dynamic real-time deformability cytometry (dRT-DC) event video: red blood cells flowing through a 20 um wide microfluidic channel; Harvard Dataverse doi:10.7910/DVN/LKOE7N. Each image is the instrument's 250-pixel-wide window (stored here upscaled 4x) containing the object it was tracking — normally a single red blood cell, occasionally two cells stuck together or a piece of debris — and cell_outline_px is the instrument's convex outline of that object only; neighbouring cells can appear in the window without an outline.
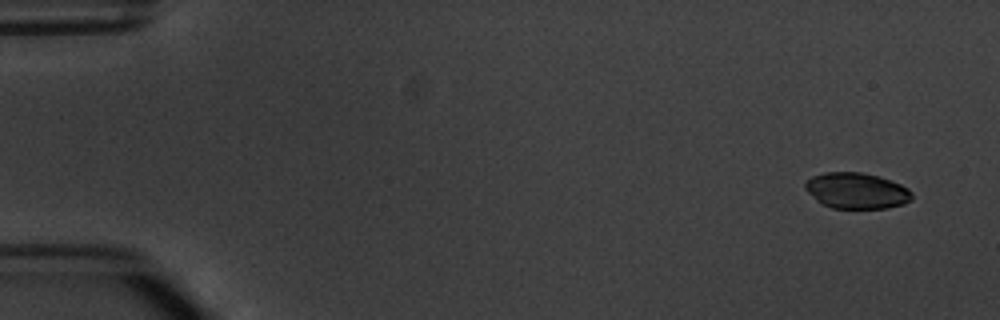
{"species": "common noctule bat (a hibernating species)", "species_latin": "Nyctalus noctula", "temperature_condition": "warm", "stored_images_in_passage": 5, "camera_frame_rate_fps": 3000, "um_per_image_px": 0.085, "animal": {"sex": "male", "body_mass_g": 20.1, "forearm_length_mm": 53.5}, "frame": {"image": 1, "passage_image": 1, "time_ms": 0.0, "image_size_px": [1000, 320], "cell_outline_px": [[912, 200], [904, 204], [888, 208], [832, 208], [816, 200], [804, 188], [804, 184], [812, 176], [824, 172], [860, 172], [880, 176], [892, 180], [908, 188], [912, 192]], "centroid_in_image_um": [72.83, 16.2], "position_along_channel_um": 12.2, "area_um2": 22.48}}